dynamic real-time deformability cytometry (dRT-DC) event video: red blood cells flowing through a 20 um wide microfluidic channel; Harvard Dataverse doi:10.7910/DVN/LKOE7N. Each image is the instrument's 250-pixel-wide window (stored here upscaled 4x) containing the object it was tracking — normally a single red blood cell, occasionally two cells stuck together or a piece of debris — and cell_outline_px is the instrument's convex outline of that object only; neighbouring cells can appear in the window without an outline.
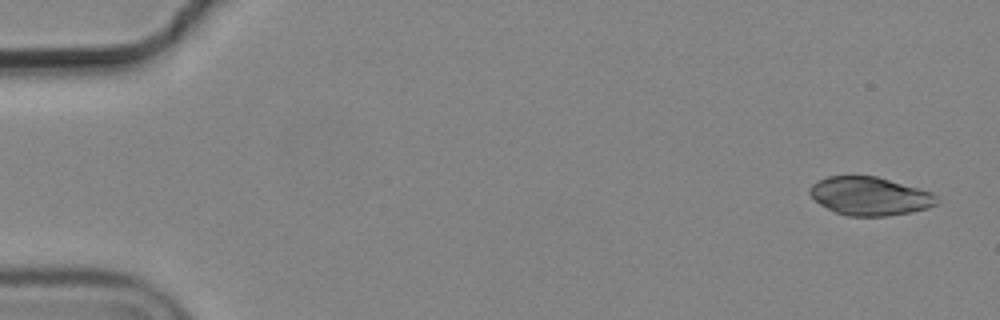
{"species": "common noctule bat (a hibernating species)", "species_latin": "Nyctalus noctula", "temperature_condition": "cold", "stored_images_in_passage": 5, "camera_frame_rate_fps": 3000, "um_per_image_px": 0.085, "animal": {"sex": "male", "body_mass_g": 19.2, "forearm_length_mm": 51.8}, "frame": {"image": 1, "passage_image": 1, "time_ms": 0.0, "image_size_px": [1000, 320], "cell_outline_px": [[940, 200], [936, 204], [928, 208], [888, 216], [848, 216], [836, 212], [820, 204], [808, 192], [808, 188], [812, 184], [828, 176], [876, 176], [932, 192]], "centroid_in_image_um": [73.94, 16.67], "position_along_channel_um": 11.1, "area_um2": 28.21}}